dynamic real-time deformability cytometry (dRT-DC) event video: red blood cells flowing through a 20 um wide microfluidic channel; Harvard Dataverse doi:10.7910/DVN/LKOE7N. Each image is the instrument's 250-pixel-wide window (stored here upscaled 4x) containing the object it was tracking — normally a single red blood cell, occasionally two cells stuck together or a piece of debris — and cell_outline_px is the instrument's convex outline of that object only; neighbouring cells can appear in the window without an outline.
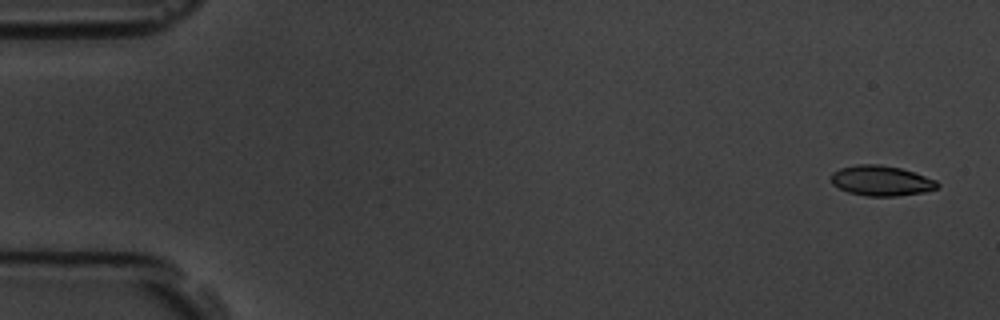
{"species": "common noctule bat (a hibernating species)", "species_latin": "Nyctalus noctula", "temperature_condition": "room temperature", "stored_images_in_passage": 5, "camera_frame_rate_fps": 3000, "um_per_image_px": 0.085, "animal": {"sex": "male", "body_mass_g": 19.5, "forearm_length_mm": 54.6}, "frame": {"image": 1, "passage_image": 1, "time_ms": 0.0, "image_size_px": [1000, 320], "cell_outline_px": [[940, 184], [936, 188], [924, 192], [896, 196], [868, 196], [848, 192], [832, 184], [832, 172], [840, 168], [860, 164], [880, 164], [900, 168], [936, 180]], "centroid_in_image_um": [74.9, 15.36], "position_along_channel_um": 10.1, "area_um2": 18.5}}
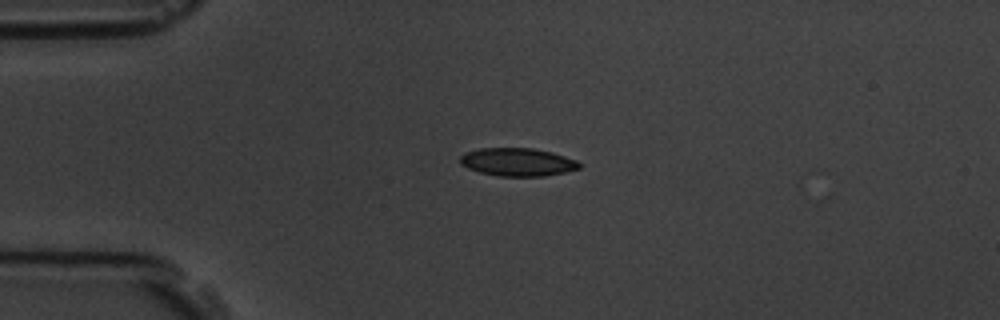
{"frame": {"image": 2, "passage_image": 4, "time_ms": 3.667, "image_size_px": [1000, 320], "cell_outline_px": [[580, 168], [564, 172], [544, 176], [500, 176], [480, 172], [468, 168], [460, 164], [460, 156], [464, 152], [480, 148], [532, 148], [552, 152], [576, 160], [580, 164]], "centroid_in_image_um": [43.96, 13.77], "position_along_channel_um": 41.0, "area_um2": 19.42}}